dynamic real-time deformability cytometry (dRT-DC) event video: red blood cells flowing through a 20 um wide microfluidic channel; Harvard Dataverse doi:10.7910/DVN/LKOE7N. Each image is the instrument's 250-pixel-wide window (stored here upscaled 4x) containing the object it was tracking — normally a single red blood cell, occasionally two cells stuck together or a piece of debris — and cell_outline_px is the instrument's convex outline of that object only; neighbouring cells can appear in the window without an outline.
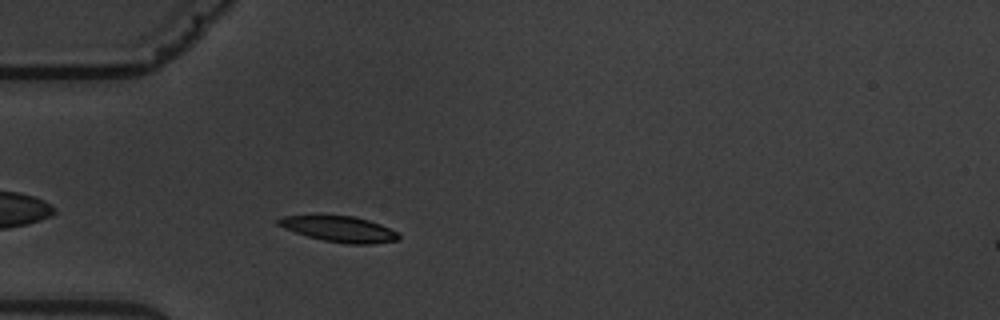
{"species": "common noctule bat (a hibernating species)", "species_latin": "Nyctalus noctula", "temperature_condition": "warm", "stored_images_in_passage": 2, "camera_frame_rate_fps": 3000, "um_per_image_px": 0.085, "animal": {"sex": "male", "body_mass_g": 19.5, "forearm_length_mm": 54.6}, "frame": {"image": 1, "passage_image": 2, "time_ms": 2.0, "image_size_px": [1000, 320], "cell_outline_px": [[400, 240], [372, 244], [348, 244], [324, 240], [308, 236], [284, 228], [276, 224], [276, 220], [280, 216], [356, 216], [380, 224], [396, 232], [400, 236]], "centroid_in_image_um": [28.85, 19.47], "position_along_channel_um": 56.1, "area_um2": 17.86}}